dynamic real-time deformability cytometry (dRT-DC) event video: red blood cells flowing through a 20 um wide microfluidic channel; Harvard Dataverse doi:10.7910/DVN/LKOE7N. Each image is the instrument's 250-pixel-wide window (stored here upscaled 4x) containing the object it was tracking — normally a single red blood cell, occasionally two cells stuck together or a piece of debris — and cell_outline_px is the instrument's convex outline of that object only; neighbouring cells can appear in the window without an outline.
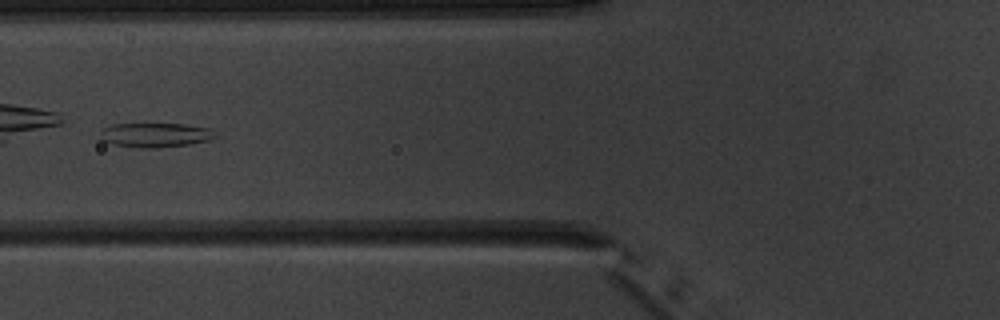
{"species": "common noctule bat (a hibernating species)", "species_latin": "Nyctalus noctula", "temperature_condition": "warm", "stored_images_in_passage": 6, "camera_frame_rate_fps": 3000, "um_per_image_px": 0.085, "animal": {"sex": "male", "body_mass_g": 20.1, "forearm_length_mm": 53.5}, "frame": {"image": 1, "passage_image": 6, "time_ms": 6.0, "image_size_px": [1000, 320], "cell_outline_px": [[220, 136], [208, 140], [188, 144], [156, 148], [140, 148], [116, 144], [100, 140], [100, 128], [112, 124], [144, 120], [184, 124], [212, 128]], "centroid_in_image_um": [13.18, 11.4], "position_along_channel_um": 112.6, "area_um2": 17.57}}